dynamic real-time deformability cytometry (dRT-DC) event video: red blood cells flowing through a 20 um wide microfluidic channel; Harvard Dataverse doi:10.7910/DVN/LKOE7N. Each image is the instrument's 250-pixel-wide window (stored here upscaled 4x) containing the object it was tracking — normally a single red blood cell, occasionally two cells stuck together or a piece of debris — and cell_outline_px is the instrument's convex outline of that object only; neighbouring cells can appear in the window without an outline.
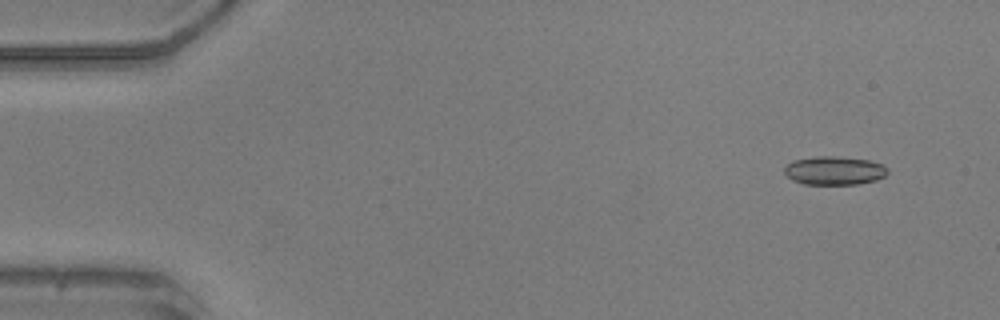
{"species": "common noctule bat (a hibernating species)", "species_latin": "Nyctalus noctula", "temperature_condition": "warm", "stored_images_in_passage": 48, "camera_frame_rate_fps": 3000, "um_per_image_px": 0.085, "animal": {"sex": "male", "body_mass_g": 20.5, "forearm_length_mm": 52.5}, "frame": {"image": 1, "passage_image": 1, "time_ms": 0.0, "image_size_px": [1000, 320], "cell_outline_px": [[888, 172], [884, 176], [876, 180], [860, 184], [804, 184], [792, 180], [784, 172], [784, 168], [792, 160], [816, 156], [832, 156], [868, 160], [880, 164], [888, 168]], "centroid_in_image_um": [70.9, 14.5], "position_along_channel_um": 14.1, "area_um2": 17.11}}
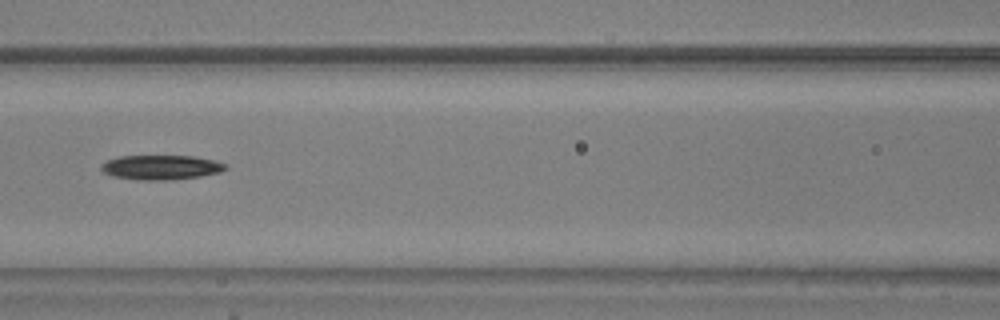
{"frame": {"image": 2, "passage_image": 20, "time_ms": 6.333, "image_size_px": [1000, 320], "cell_outline_px": [[228, 168], [220, 172], [200, 176], [164, 180], [140, 180], [112, 176], [104, 172], [100, 168], [100, 164], [108, 160], [120, 156], [192, 156], [212, 160], [228, 164]], "centroid_in_image_um": [13.68, 14.22], "position_along_channel_um": 152.9, "area_um2": 17.69}}
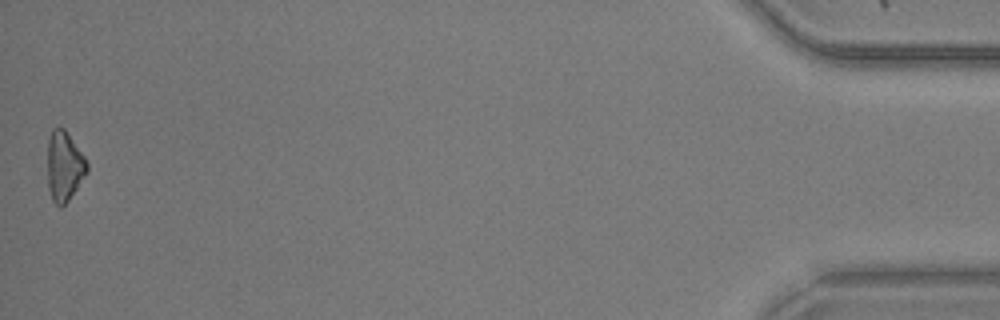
{"frame": {"image": 3, "passage_image": 48, "time_ms": 15.667, "image_size_px": [1000, 320], "cell_outline_px": [[88, 172], [68, 200], [60, 208], [52, 200], [48, 188], [48, 140], [52, 128], [64, 128], [84, 156], [88, 164]], "centroid_in_image_um": [5.46, 14.13], "position_along_channel_um": 429.7, "area_um2": 15.95}, "authors_computed_cell_mechanics": {"area_um2": 17.4845, "velocity_mm_per_s": 3.9836, "shape_relaxation_time_tau1_ms": 2.897, "shape_relaxation_time_tau2_ms": null, "deformation_change_tau1": 0.1687, "deformation_change_tau2": null}}